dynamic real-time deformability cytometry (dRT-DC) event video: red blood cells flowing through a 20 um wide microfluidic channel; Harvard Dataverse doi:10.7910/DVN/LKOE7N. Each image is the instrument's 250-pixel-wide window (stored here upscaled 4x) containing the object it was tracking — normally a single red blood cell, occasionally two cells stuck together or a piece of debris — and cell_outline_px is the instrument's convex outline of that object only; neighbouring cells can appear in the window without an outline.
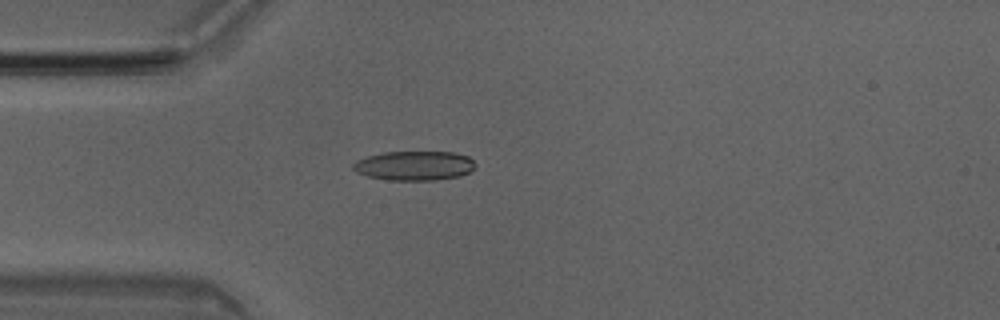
{"species": "Egyptian fruit bat (a non-hibernating species)", "species_latin": "Rousettus aegyptiacus", "temperature_condition": "room temperature", "stored_images_in_passage": 50, "camera_frame_rate_fps": 3000, "um_per_image_px": 0.085, "animal": {"sex": "male"}, "frame": {"image": 1, "passage_image": 13, "time_ms": 4.0, "image_size_px": [1000, 320], "cell_outline_px": [[476, 164], [468, 172], [460, 176], [436, 180], [388, 180], [368, 176], [356, 172], [352, 168], [352, 164], [356, 160], [368, 156], [384, 152], [452, 152], [468, 156]], "centroid_in_image_um": [35.19, 14.08], "position_along_channel_um": 49.8, "area_um2": 20.87}}
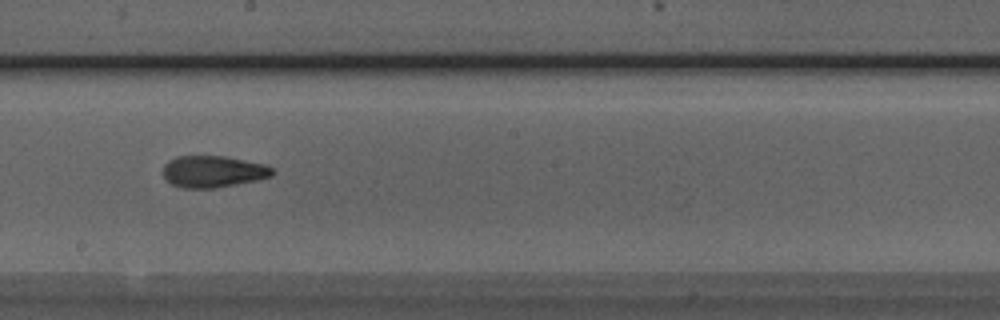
{"frame": {"image": 2, "passage_image": 27, "time_ms": 8.667, "image_size_px": [1000, 320], "cell_outline_px": [[276, 172], [272, 176], [260, 180], [216, 188], [180, 188], [164, 180], [164, 164], [168, 160], [176, 156], [224, 156], [264, 164], [272, 168]], "centroid_in_image_um": [18.11, 14.59], "position_along_channel_um": 230.1, "area_um2": 20.46}}
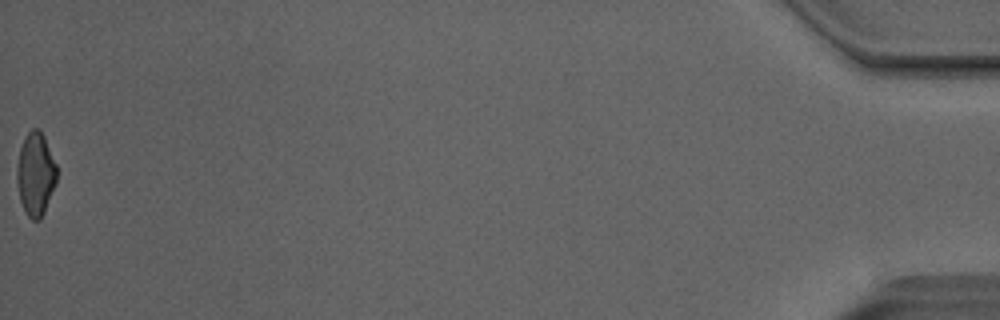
{"frame": {"image": 3, "passage_image": 50, "time_ms": 16.333, "image_size_px": [1000, 320], "cell_outline_px": [[56, 184], [44, 212], [40, 220], [32, 220], [24, 212], [20, 200], [16, 180], [16, 168], [20, 148], [24, 136], [32, 128], [36, 128], [44, 136], [56, 164]], "centroid_in_image_um": [3.0, 14.81], "position_along_channel_um": 432.2, "area_um2": 19.42}, "authors_computed_cell_mechanics": {"area_um2": 20.4901, "velocity_mm_per_s": 4.0575, "shape_relaxation_time_tau1_ms": 5.8961, "shape_relaxation_time_tau2_ms": 2.3925, "deformation_change_tau1": 0.1367, "deformation_change_tau2": 0.0998}}